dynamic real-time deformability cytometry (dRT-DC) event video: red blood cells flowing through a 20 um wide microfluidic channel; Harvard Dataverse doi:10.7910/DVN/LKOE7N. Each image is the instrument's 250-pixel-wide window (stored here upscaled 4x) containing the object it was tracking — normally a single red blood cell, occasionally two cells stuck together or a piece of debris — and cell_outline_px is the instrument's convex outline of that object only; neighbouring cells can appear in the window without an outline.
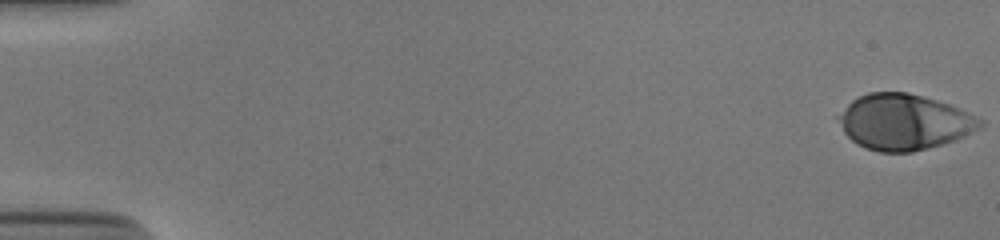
{"species": "human", "species_latin": "Homo sapiens", "temperature_condition": "cold", "stored_images_in_passage": 54, "camera_frame_rate_fps": 3000, "um_per_image_px": 0.085, "donor": {"sex": "male"}, "frame": {"image": 1, "passage_image": 1, "time_ms": 0.0, "image_size_px": [1000, 240], "cell_outline_px": [[984, 124], [980, 128], [956, 140], [912, 152], [880, 152], [864, 148], [856, 144], [844, 132], [836, 116], [852, 100], [868, 92], [908, 92], [936, 100], [960, 108], [984, 120]], "centroid_in_image_um": [76.85, 10.37], "position_along_channel_um": 8.2, "area_um2": 45.95}}
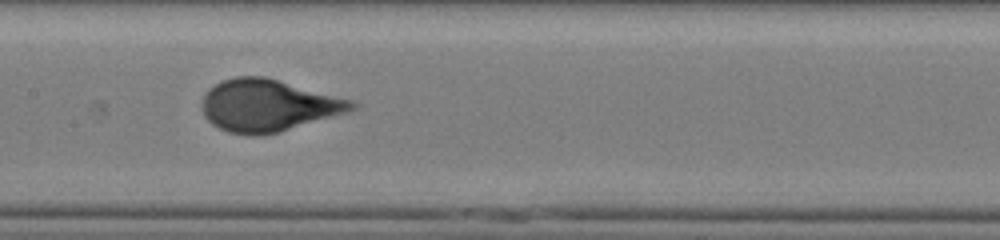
{"frame": {"image": 2, "passage_image": 28, "time_ms": 9.0, "image_size_px": [1000, 240], "cell_outline_px": [[360, 104], [356, 108], [348, 112], [280, 132], [252, 136], [228, 132], [212, 124], [204, 116], [204, 92], [208, 88], [220, 80], [236, 76], [264, 76], [352, 100]], "centroid_in_image_um": [22.79, 8.96], "position_along_channel_um": 184.6, "area_um2": 45.32}}
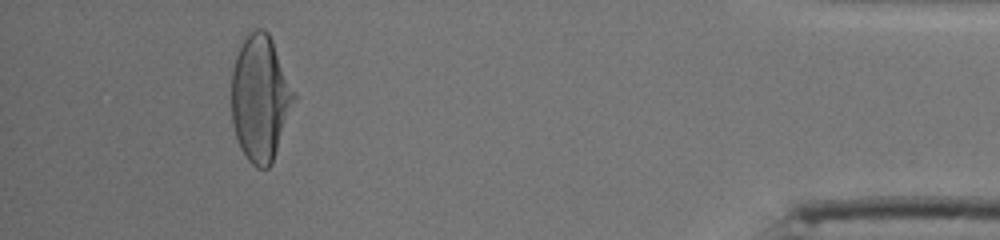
{"frame": {"image": 3, "passage_image": 50, "time_ms": 16.333, "image_size_px": [1000, 240], "cell_outline_px": [[296, 96], [272, 164], [268, 168], [256, 168], [248, 160], [240, 148], [236, 136], [232, 120], [232, 68], [236, 56], [244, 40], [256, 28], [264, 28], [268, 32], [272, 40], [296, 92]], "centroid_in_image_um": [22.13, 8.36], "position_along_channel_um": 413.1, "area_um2": 45.6}}